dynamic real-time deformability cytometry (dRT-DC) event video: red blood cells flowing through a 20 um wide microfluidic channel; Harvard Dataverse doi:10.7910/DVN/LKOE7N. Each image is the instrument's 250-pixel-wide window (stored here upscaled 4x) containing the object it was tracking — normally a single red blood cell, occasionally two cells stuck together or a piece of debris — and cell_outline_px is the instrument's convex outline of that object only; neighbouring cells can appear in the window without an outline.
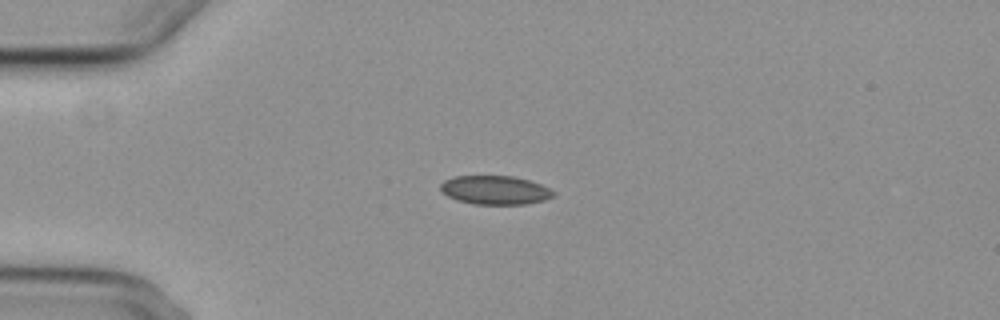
{"species": "common noctule bat (a hibernating species)", "species_latin": "Nyctalus noctula", "temperature_condition": "cold", "stored_images_in_passage": 3, "segment_of_instrument_passage": [1, 2], "camera_frame_rate_fps": 3000, "um_per_image_px": 0.085, "animal": {"sex": "female", "body_mass_g": 29.2, "forearm_length_mm": 56.3}, "frame": {"image": 1, "passage_image": 1, "time_ms": 0.0, "image_size_px": [1000, 320], "cell_outline_px": [[556, 192], [552, 196], [544, 200], [528, 204], [472, 204], [456, 200], [440, 192], [440, 184], [444, 180], [456, 176], [516, 176], [540, 184]], "centroid_in_image_um": [42.05, 16.16], "position_along_channel_um": 43.0, "area_um2": 19.02}}